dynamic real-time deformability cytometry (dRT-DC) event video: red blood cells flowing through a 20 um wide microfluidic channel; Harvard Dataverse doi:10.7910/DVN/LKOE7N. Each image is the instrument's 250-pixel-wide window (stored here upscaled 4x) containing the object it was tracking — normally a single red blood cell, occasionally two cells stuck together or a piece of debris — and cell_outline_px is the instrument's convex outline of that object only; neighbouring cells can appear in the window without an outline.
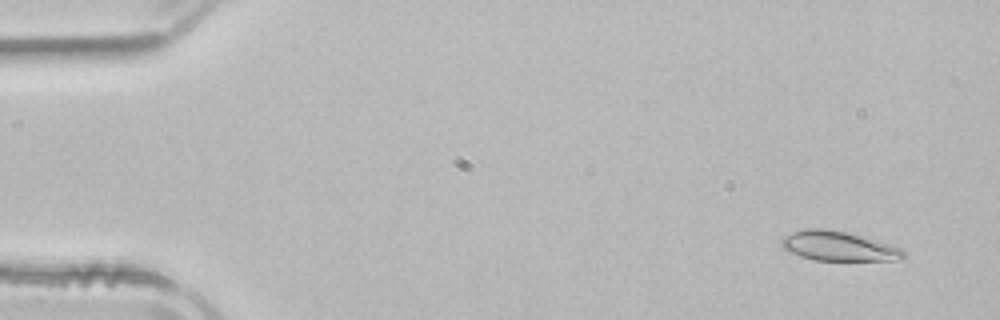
{"species": "common noctule bat (a hibernating species)", "species_latin": "Nyctalus noctula", "temperature_condition": "room temperature", "stored_images_in_passage": 5, "camera_frame_rate_fps": 3000, "um_per_image_px": 0.085, "animal": {"sex": "male", "body_mass_g": 21.5, "forearm_length_mm": 52.0}, "frame": {"image": 1, "passage_image": 2, "time_ms": 0.333, "image_size_px": [1000, 320], "cell_outline_px": [[904, 256], [892, 260], [812, 260], [800, 256], [784, 248], [780, 244], [780, 240], [784, 236], [792, 232], [804, 228], [820, 228], [844, 232], [876, 240], [900, 248], [904, 252]], "centroid_in_image_um": [71.19, 20.91], "position_along_channel_um": 13.8, "area_um2": 20.58}}
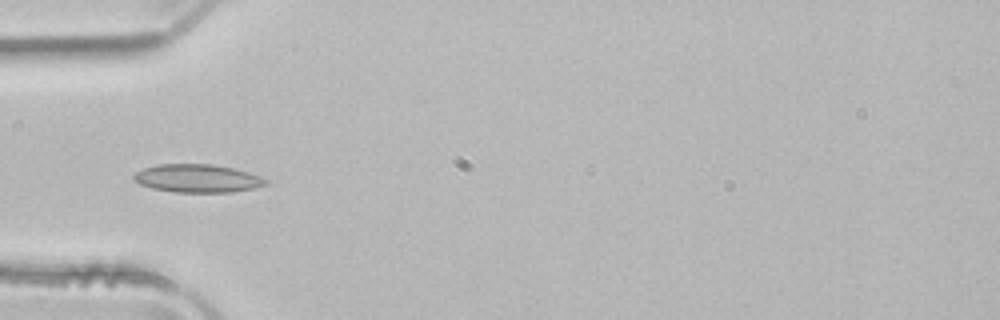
{"frame": {"image": 2, "passage_image": 5, "time_ms": 1.333, "image_size_px": [1000, 320], "cell_outline_px": [[268, 184], [252, 188], [232, 192], [172, 192], [152, 188], [140, 184], [132, 180], [132, 176], [136, 172], [144, 168], [156, 164], [212, 164], [232, 168], [248, 172], [260, 176], [268, 180]], "centroid_in_image_um": [16.75, 15.16], "position_along_channel_um": 68.2, "area_um2": 21.68}}